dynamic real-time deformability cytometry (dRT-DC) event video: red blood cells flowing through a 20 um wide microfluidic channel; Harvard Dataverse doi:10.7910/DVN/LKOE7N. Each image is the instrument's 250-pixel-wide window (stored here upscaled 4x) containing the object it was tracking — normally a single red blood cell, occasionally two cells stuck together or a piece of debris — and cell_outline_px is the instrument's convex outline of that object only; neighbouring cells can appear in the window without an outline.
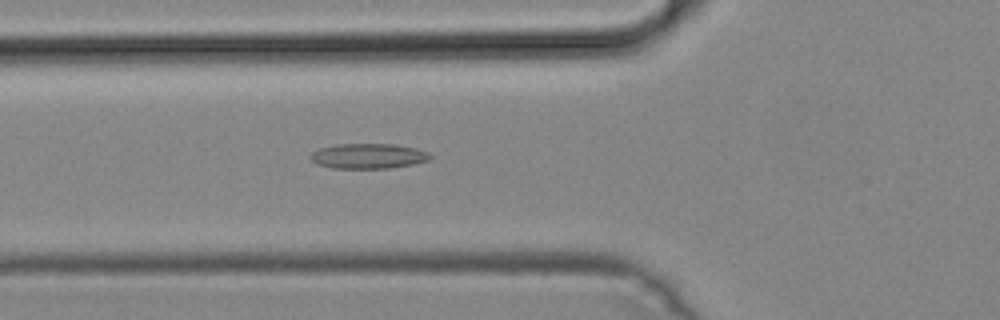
{"species": "common noctule bat (a hibernating species)", "species_latin": "Nyctalus noctula", "temperature_condition": "cold", "stored_images_in_passage": 44, "camera_frame_rate_fps": 3000, "um_per_image_px": 0.085, "animal": {"sex": "male", "body_mass_g": 19.2, "forearm_length_mm": 51.8}, "frame": {"image": 1, "passage_image": 12, "time_ms": 3.667, "image_size_px": [1000, 320], "cell_outline_px": [[432, 156], [428, 160], [412, 164], [388, 168], [332, 168], [316, 164], [308, 156], [312, 152], [320, 148], [336, 144], [392, 144], [416, 148], [428, 152]], "centroid_in_image_um": [31.27, 13.26], "position_along_channel_um": 94.5, "area_um2": 17.46}}
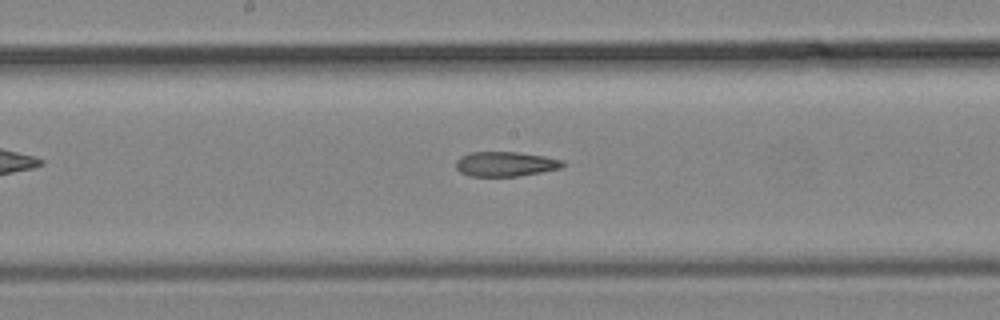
{"frame": {"image": 2, "passage_image": 20, "time_ms": 6.333, "image_size_px": [1000, 320], "cell_outline_px": [[568, 164], [560, 168], [540, 172], [516, 176], [468, 176], [460, 172], [456, 168], [456, 160], [460, 156], [472, 152], [516, 152], [544, 156], [564, 160]], "centroid_in_image_um": [42.97, 13.94], "position_along_channel_um": 205.2, "area_um2": 15.43}}
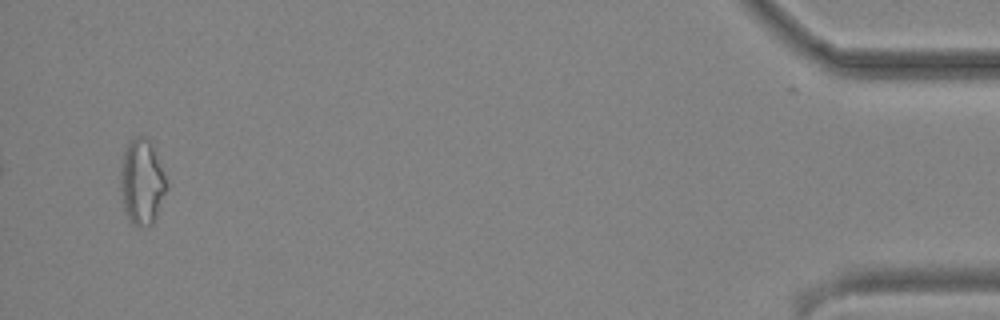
{"frame": {"image": 3, "passage_image": 42, "time_ms": 13.667, "image_size_px": [1000, 320], "cell_outline_px": [[168, 188], [156, 216], [152, 224], [132, 224], [124, 212], [120, 184], [120, 168], [124, 152], [128, 144], [136, 136], [148, 136], [152, 144], [168, 184]], "centroid_in_image_um": [12.06, 15.44], "position_along_channel_um": 423.1, "area_um2": 22.77}}